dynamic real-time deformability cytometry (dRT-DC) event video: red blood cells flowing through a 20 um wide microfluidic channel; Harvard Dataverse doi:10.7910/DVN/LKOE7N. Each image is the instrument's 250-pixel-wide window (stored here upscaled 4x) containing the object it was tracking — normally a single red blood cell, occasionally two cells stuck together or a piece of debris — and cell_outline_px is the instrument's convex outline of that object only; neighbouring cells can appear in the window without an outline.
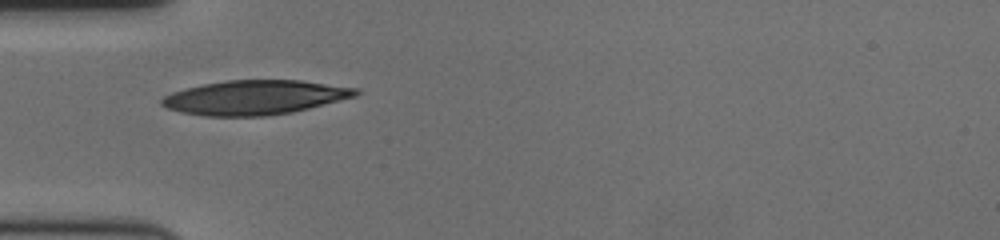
{"species": "human", "species_latin": "Homo sapiens", "temperature_condition": "cold", "stored_images_in_passage": 41, "camera_frame_rate_fps": 3000, "um_per_image_px": 0.085, "donor": {"sex": "female"}, "frame": {"image": 1, "passage_image": 1, "time_ms": 0.0, "image_size_px": [1000, 240], "cell_outline_px": [[360, 92], [356, 96], [292, 112], [268, 116], [204, 116], [180, 112], [168, 108], [160, 104], [160, 100], [164, 96], [172, 92], [184, 88], [200, 84], [224, 80], [300, 80], [360, 88]], "centroid_in_image_um": [21.63, 8.27], "position_along_channel_um": 63.4, "area_um2": 39.07}}
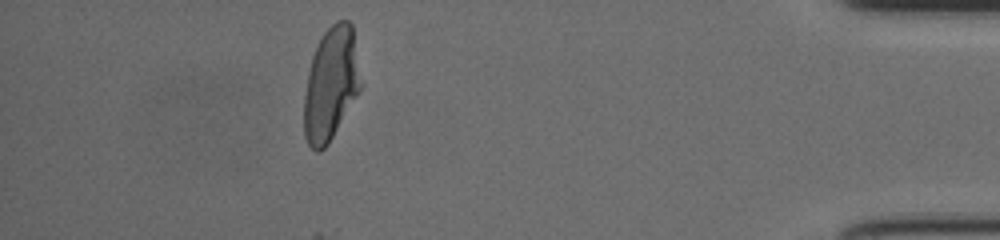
{"frame": {"image": 2, "passage_image": 35, "time_ms": 11.333, "image_size_px": [1000, 240], "cell_outline_px": [[364, 84], [360, 92], [328, 144], [320, 152], [316, 152], [308, 144], [304, 136], [304, 96], [308, 72], [312, 56], [324, 32], [336, 20], [348, 20], [352, 24]], "centroid_in_image_um": [28.16, 7.14], "position_along_channel_um": 407.0, "area_um2": 37.97}}